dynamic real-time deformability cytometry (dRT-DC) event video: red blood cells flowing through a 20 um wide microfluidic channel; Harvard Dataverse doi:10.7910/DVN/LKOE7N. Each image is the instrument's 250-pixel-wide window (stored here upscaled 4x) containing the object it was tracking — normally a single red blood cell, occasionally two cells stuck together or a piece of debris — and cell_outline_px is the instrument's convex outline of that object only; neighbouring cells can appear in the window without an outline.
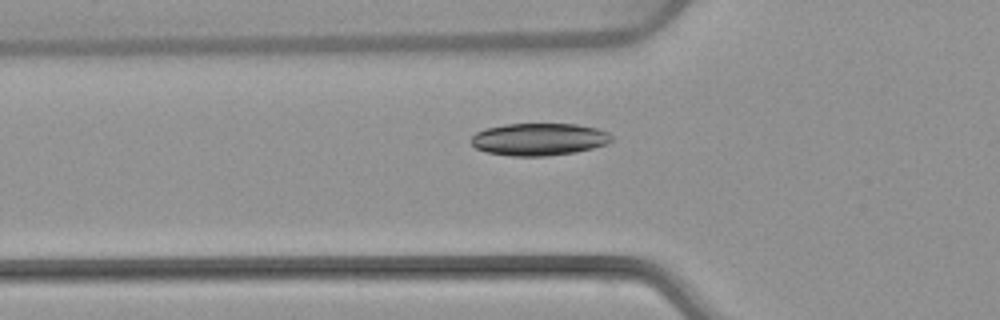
{"species": "common noctule bat (a hibernating species)", "species_latin": "Nyctalus noctula", "temperature_condition": "warm", "stored_images_in_passage": 37, "camera_frame_rate_fps": 3000, "um_per_image_px": 0.085, "animal": {"sex": "female", "body_mass_g": 22.7, "forearm_length_mm": 54.2}, "frame": {"image": 1, "passage_image": 2, "time_ms": 0.333, "image_size_px": [1000, 320], "cell_outline_px": [[612, 140], [608, 144], [576, 152], [544, 156], [512, 156], [488, 152], [476, 148], [472, 144], [472, 136], [476, 132], [488, 128], [504, 124], [576, 124], [596, 128], [608, 132], [612, 136]], "centroid_in_image_um": [45.84, 11.84], "position_along_channel_um": 80.0, "area_um2": 26.36}}
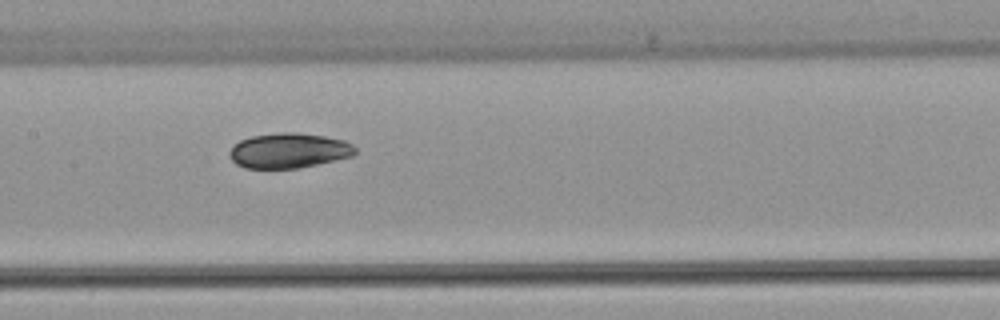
{"frame": {"image": 2, "passage_image": 10, "time_ms": 3.0, "image_size_px": [1000, 320], "cell_outline_px": [[356, 152], [352, 156], [300, 168], [244, 168], [236, 164], [232, 160], [228, 152], [240, 140], [252, 136], [284, 132], [296, 132], [324, 136], [344, 140], [352, 144], [356, 148]], "centroid_in_image_um": [24.56, 12.8], "position_along_channel_um": 182.8, "area_um2": 25.55}}
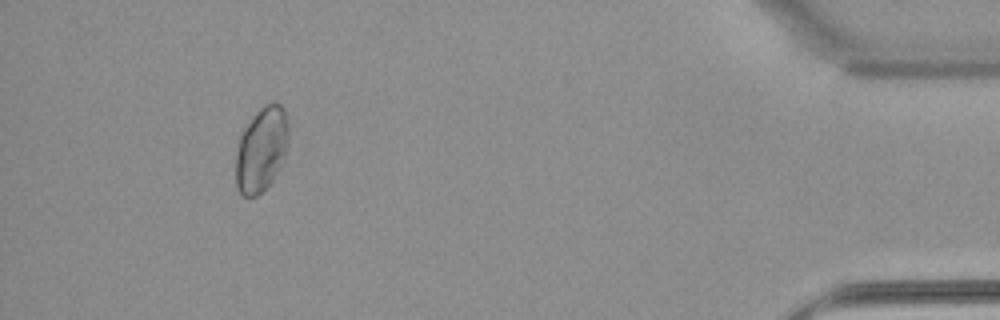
{"frame": {"image": 3, "passage_image": 33, "time_ms": 10.667, "image_size_px": [1000, 320], "cell_outline_px": [[288, 148], [272, 180], [256, 196], [240, 196], [236, 188], [236, 156], [240, 132], [256, 112], [264, 104], [272, 100], [276, 100], [284, 108], [288, 116]], "centroid_in_image_um": [22.22, 12.63], "position_along_channel_um": 413.0, "area_um2": 26.36}, "authors_computed_cell_mechanics": {"area_um2": 25.9522, "velocity_mm_per_s": 3.827, "shape_relaxation_time_tau1_ms": 3.4067, "shape_relaxation_time_tau2_ms": 3.5439, "deformation_change_tau1": 0.094, "deformation_change_tau2": 0.0719}}